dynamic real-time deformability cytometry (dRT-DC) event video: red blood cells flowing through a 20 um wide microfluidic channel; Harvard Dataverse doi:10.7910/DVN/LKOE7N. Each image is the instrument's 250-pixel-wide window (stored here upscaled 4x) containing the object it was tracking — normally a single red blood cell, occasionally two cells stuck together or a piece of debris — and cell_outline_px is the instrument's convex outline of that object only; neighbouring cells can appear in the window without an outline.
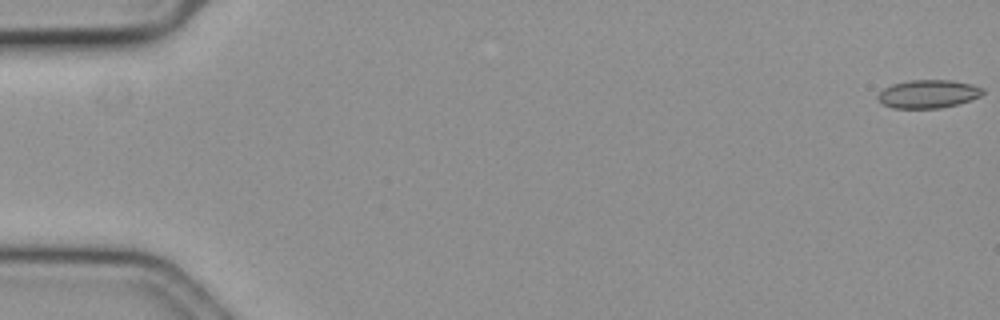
{"species": "common noctule bat (a hibernating species)", "species_latin": "Nyctalus noctula", "temperature_condition": "cold", "stored_images_in_passage": 57, "camera_frame_rate_fps": 3000, "um_per_image_px": 0.085, "animal": {"sex": "female", "body_mass_g": 19.3, "forearm_length_mm": 54.1}, "frame": {"image": 1, "passage_image": 1, "time_ms": 0.0, "image_size_px": [1000, 320], "cell_outline_px": [[984, 92], [980, 96], [972, 100], [940, 108], [892, 108], [884, 104], [876, 96], [884, 88], [892, 84], [908, 80], [952, 80], [972, 84], [984, 88]], "centroid_in_image_um": [78.92, 7.98], "position_along_channel_um": 6.1, "area_um2": 17.28}}
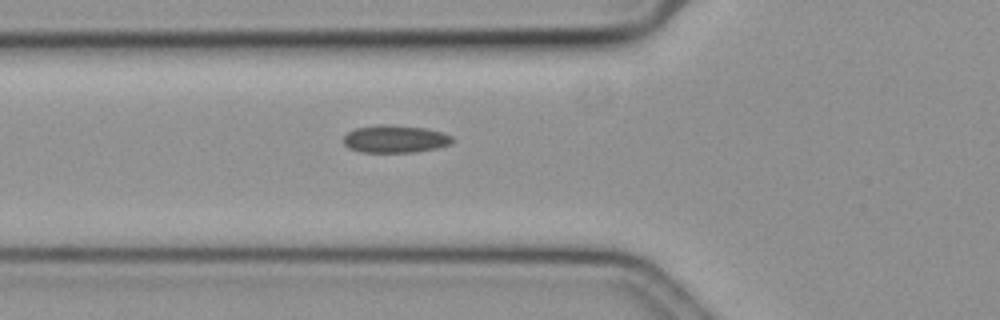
{"frame": {"image": 2, "passage_image": 22, "time_ms": 7.0, "image_size_px": [1000, 320], "cell_outline_px": [[452, 144], [436, 148], [416, 152], [360, 152], [348, 148], [344, 144], [344, 136], [348, 132], [356, 128], [376, 124], [388, 124], [424, 128], [440, 132], [452, 136]], "centroid_in_image_um": [33.56, 11.81], "position_along_channel_um": 92.2, "area_um2": 17.51}}
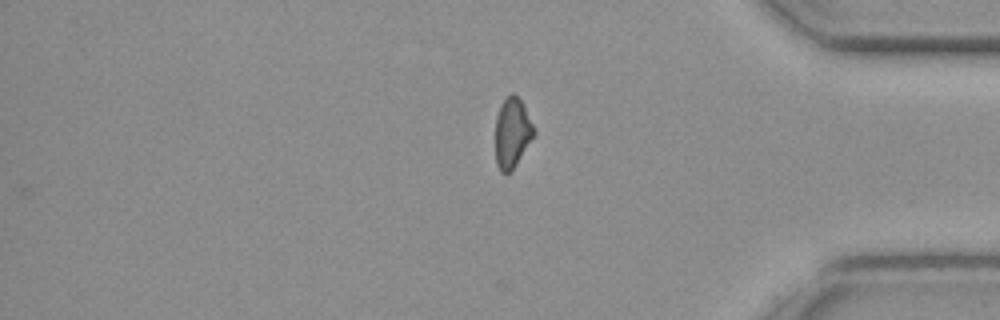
{"frame": {"image": 3, "passage_image": 49, "time_ms": 16.0, "image_size_px": [1000, 320], "cell_outline_px": [[536, 132], [512, 168], [508, 172], [500, 172], [496, 164], [496, 116], [504, 100], [512, 92], [524, 104]], "centroid_in_image_um": [43.53, 11.26], "position_along_channel_um": 391.7, "area_um2": 15.2}}